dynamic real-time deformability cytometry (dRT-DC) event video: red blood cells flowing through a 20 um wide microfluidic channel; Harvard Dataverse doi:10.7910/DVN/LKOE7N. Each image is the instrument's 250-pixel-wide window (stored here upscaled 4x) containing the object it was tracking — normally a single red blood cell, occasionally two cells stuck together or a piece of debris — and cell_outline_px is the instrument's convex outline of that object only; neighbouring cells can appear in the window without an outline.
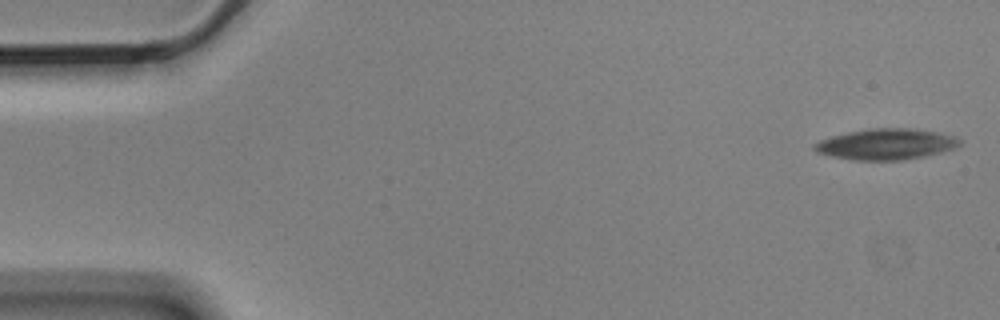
{"species": "Egyptian fruit bat (a non-hibernating species)", "species_latin": "Rousettus aegyptiacus", "temperature_condition": "cold", "stored_images_in_passage": 3, "camera_frame_rate_fps": 3000, "um_per_image_px": 0.085, "animal": {"sex": "male"}, "frame": {"image": 1, "passage_image": 1, "time_ms": 0.0, "image_size_px": [1000, 320], "cell_outline_px": [[964, 140], [960, 144], [952, 148], [940, 152], [924, 156], [900, 160], [852, 160], [832, 156], [816, 152], [812, 148], [812, 144], [820, 140], [832, 136], [848, 132], [868, 128], [916, 128], [940, 132], [956, 136]], "centroid_in_image_um": [75.33, 12.24], "position_along_channel_um": 9.7, "area_um2": 26.36}}